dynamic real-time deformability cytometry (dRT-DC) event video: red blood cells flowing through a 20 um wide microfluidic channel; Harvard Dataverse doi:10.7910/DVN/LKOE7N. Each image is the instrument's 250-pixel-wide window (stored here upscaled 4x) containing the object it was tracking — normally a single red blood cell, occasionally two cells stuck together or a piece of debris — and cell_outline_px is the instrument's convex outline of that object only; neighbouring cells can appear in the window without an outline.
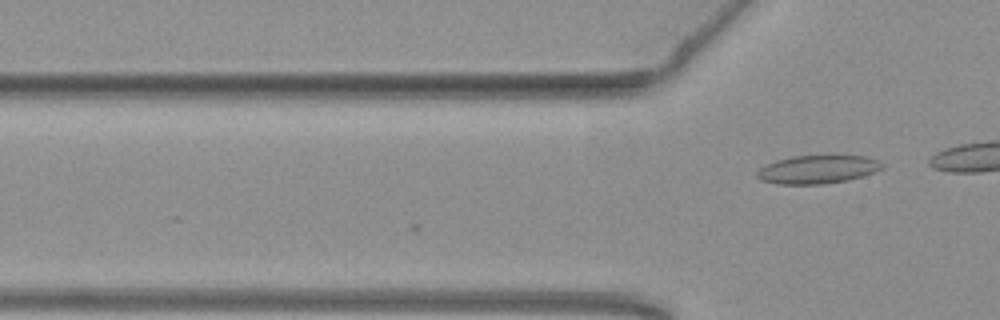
{"species": "common noctule bat (a hibernating species)", "species_latin": "Nyctalus noctula", "temperature_condition": "warm", "stored_images_in_passage": 10, "camera_frame_rate_fps": 3000, "um_per_image_px": 0.085, "animal": {"sex": "female", "body_mass_g": 19.3, "forearm_length_mm": 54.1}, "frame": {"image": 1, "passage_image": 10, "time_ms": 3.0, "image_size_px": [1000, 320], "cell_outline_px": [[884, 168], [848, 180], [820, 184], [776, 184], [760, 180], [756, 176], [756, 172], [760, 168], [776, 160], [792, 156], [832, 152], [864, 156], [876, 160], [884, 164]], "centroid_in_image_um": [69.5, 14.34], "position_along_channel_um": 56.3, "area_um2": 21.44}}